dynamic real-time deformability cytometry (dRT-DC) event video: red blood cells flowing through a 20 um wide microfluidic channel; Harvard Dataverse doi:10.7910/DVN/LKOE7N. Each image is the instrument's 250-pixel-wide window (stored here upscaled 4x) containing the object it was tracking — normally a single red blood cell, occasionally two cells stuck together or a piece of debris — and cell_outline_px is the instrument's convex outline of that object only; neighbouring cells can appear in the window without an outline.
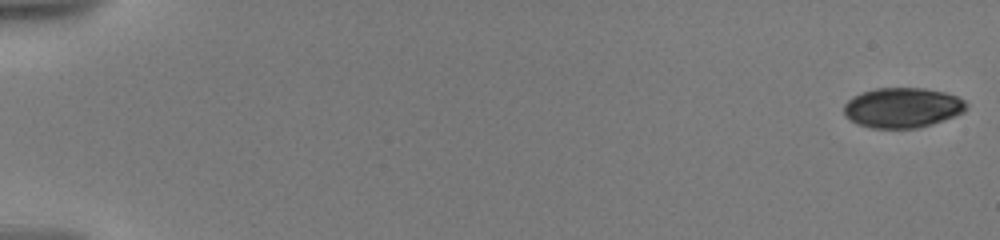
{"species": "human", "species_latin": "Homo sapiens", "temperature_condition": "warm", "stored_images_in_passage": 67, "camera_frame_rate_fps": 3000, "um_per_image_px": 0.085, "donor": {"sex": "male"}, "frame": {"image": 1, "passage_image": 1, "time_ms": 0.0, "image_size_px": [1000, 240], "cell_outline_px": [[968, 104], [964, 112], [932, 124], [916, 128], [872, 128], [856, 124], [844, 116], [844, 104], [852, 96], [876, 88], [924, 88], [944, 92], [956, 96], [964, 100]], "centroid_in_image_um": [76.68, 9.15], "position_along_channel_um": 8.3, "area_um2": 28.61}}
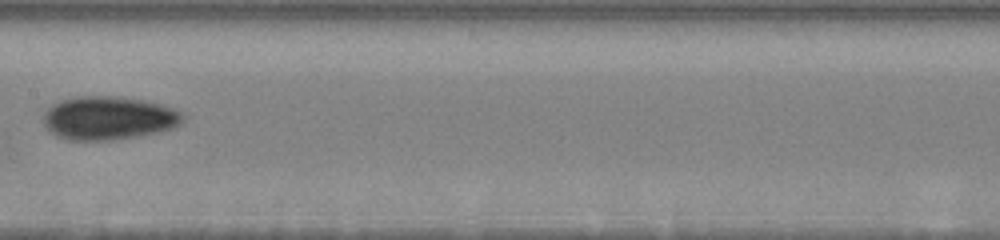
{"frame": {"image": 2, "passage_image": 41, "time_ms": 10.333, "image_size_px": [1000, 240], "cell_outline_px": [[184, 120], [176, 128], [160, 132], [112, 140], [68, 140], [56, 136], [44, 124], [44, 112], [52, 104], [60, 100], [76, 96], [120, 96], [164, 104], [176, 108], [184, 112]], "centroid_in_image_um": [9.29, 10.02], "position_along_channel_um": 198.1, "area_um2": 35.78}}
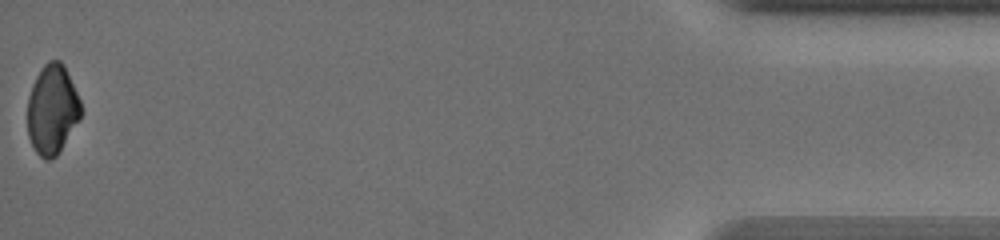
{"frame": {"image": 3, "passage_image": 67, "time_ms": 19.0, "image_size_px": [1000, 240], "cell_outline_px": [[80, 120], [56, 156], [52, 160], [44, 160], [36, 152], [28, 136], [28, 96], [32, 84], [40, 68], [48, 60], [60, 60], [64, 64], [80, 100]], "centroid_in_image_um": [4.43, 9.3], "position_along_channel_um": 430.8, "area_um2": 27.92}, "authors_computed_cell_mechanics": {"area_um2": 30.634, "velocity_mm_per_s": 3.6, "shape_relaxation_time_tau1_ms": 5.3154, "shape_relaxation_time_tau2_ms": null, "deformation_change_tau1": 0.1061, "deformation_change_tau2": null}}